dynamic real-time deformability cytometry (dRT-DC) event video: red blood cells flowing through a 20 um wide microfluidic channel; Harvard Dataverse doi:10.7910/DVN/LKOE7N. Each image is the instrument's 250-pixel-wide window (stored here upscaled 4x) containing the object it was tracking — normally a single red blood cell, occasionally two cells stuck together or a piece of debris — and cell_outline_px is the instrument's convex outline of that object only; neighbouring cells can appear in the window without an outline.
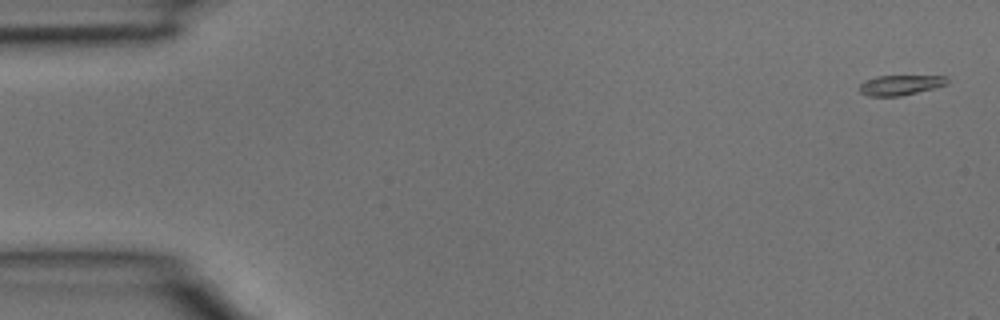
{"species": "common noctule bat (a hibernating species)", "species_latin": "Nyctalus noctula", "temperature_condition": "room temperature", "stored_images_in_passage": 5, "segment_of_instrument_passage": [1, 2], "camera_frame_rate_fps": 3000, "um_per_image_px": 0.085, "animal": {"sex": "male", "body_mass_g": 15.6}, "frame": {"image": 1, "passage_image": 1, "time_ms": 0.0, "image_size_px": [1000, 320], "cell_outline_px": [[948, 84], [900, 96], [868, 96], [860, 92], [860, 84], [864, 80], [876, 76], [944, 76], [948, 80]], "centroid_in_image_um": [76.48, 7.22], "position_along_channel_um": 8.5, "area_um2": 10.12}}